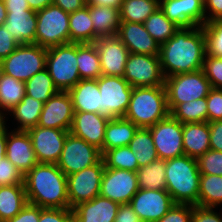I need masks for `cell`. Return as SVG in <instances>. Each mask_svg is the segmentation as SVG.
Returning a JSON list of instances; mask_svg holds the SVG:
<instances>
[{
	"label": "cell",
	"instance_id": "cell-25",
	"mask_svg": "<svg viewBox=\"0 0 222 222\" xmlns=\"http://www.w3.org/2000/svg\"><path fill=\"white\" fill-rule=\"evenodd\" d=\"M94 28V42L99 37L117 36L121 20L119 8L87 4Z\"/></svg>",
	"mask_w": 222,
	"mask_h": 222
},
{
	"label": "cell",
	"instance_id": "cell-19",
	"mask_svg": "<svg viewBox=\"0 0 222 222\" xmlns=\"http://www.w3.org/2000/svg\"><path fill=\"white\" fill-rule=\"evenodd\" d=\"M109 117L93 112H74L70 133L101 150Z\"/></svg>",
	"mask_w": 222,
	"mask_h": 222
},
{
	"label": "cell",
	"instance_id": "cell-18",
	"mask_svg": "<svg viewBox=\"0 0 222 222\" xmlns=\"http://www.w3.org/2000/svg\"><path fill=\"white\" fill-rule=\"evenodd\" d=\"M102 75L124 77L129 50L117 36L99 37L95 42Z\"/></svg>",
	"mask_w": 222,
	"mask_h": 222
},
{
	"label": "cell",
	"instance_id": "cell-46",
	"mask_svg": "<svg viewBox=\"0 0 222 222\" xmlns=\"http://www.w3.org/2000/svg\"><path fill=\"white\" fill-rule=\"evenodd\" d=\"M222 120V89L212 88L207 96V122Z\"/></svg>",
	"mask_w": 222,
	"mask_h": 222
},
{
	"label": "cell",
	"instance_id": "cell-13",
	"mask_svg": "<svg viewBox=\"0 0 222 222\" xmlns=\"http://www.w3.org/2000/svg\"><path fill=\"white\" fill-rule=\"evenodd\" d=\"M153 137L158 158L167 160L185 155L183 149V123L170 114L148 128Z\"/></svg>",
	"mask_w": 222,
	"mask_h": 222
},
{
	"label": "cell",
	"instance_id": "cell-32",
	"mask_svg": "<svg viewBox=\"0 0 222 222\" xmlns=\"http://www.w3.org/2000/svg\"><path fill=\"white\" fill-rule=\"evenodd\" d=\"M136 173L139 189L166 190L165 160L158 158Z\"/></svg>",
	"mask_w": 222,
	"mask_h": 222
},
{
	"label": "cell",
	"instance_id": "cell-62",
	"mask_svg": "<svg viewBox=\"0 0 222 222\" xmlns=\"http://www.w3.org/2000/svg\"><path fill=\"white\" fill-rule=\"evenodd\" d=\"M6 117H7V115H5L4 112L0 109V124L7 121Z\"/></svg>",
	"mask_w": 222,
	"mask_h": 222
},
{
	"label": "cell",
	"instance_id": "cell-50",
	"mask_svg": "<svg viewBox=\"0 0 222 222\" xmlns=\"http://www.w3.org/2000/svg\"><path fill=\"white\" fill-rule=\"evenodd\" d=\"M215 211L216 208L193 206L192 222H222V213Z\"/></svg>",
	"mask_w": 222,
	"mask_h": 222
},
{
	"label": "cell",
	"instance_id": "cell-43",
	"mask_svg": "<svg viewBox=\"0 0 222 222\" xmlns=\"http://www.w3.org/2000/svg\"><path fill=\"white\" fill-rule=\"evenodd\" d=\"M200 174L221 175L222 176V152L208 150L197 158Z\"/></svg>",
	"mask_w": 222,
	"mask_h": 222
},
{
	"label": "cell",
	"instance_id": "cell-17",
	"mask_svg": "<svg viewBox=\"0 0 222 222\" xmlns=\"http://www.w3.org/2000/svg\"><path fill=\"white\" fill-rule=\"evenodd\" d=\"M73 117L70 94L68 91H58L44 103L37 126L70 131Z\"/></svg>",
	"mask_w": 222,
	"mask_h": 222
},
{
	"label": "cell",
	"instance_id": "cell-29",
	"mask_svg": "<svg viewBox=\"0 0 222 222\" xmlns=\"http://www.w3.org/2000/svg\"><path fill=\"white\" fill-rule=\"evenodd\" d=\"M24 185H7L0 187V219L9 221L27 204Z\"/></svg>",
	"mask_w": 222,
	"mask_h": 222
},
{
	"label": "cell",
	"instance_id": "cell-30",
	"mask_svg": "<svg viewBox=\"0 0 222 222\" xmlns=\"http://www.w3.org/2000/svg\"><path fill=\"white\" fill-rule=\"evenodd\" d=\"M70 43H94V28L89 7L69 13Z\"/></svg>",
	"mask_w": 222,
	"mask_h": 222
},
{
	"label": "cell",
	"instance_id": "cell-42",
	"mask_svg": "<svg viewBox=\"0 0 222 222\" xmlns=\"http://www.w3.org/2000/svg\"><path fill=\"white\" fill-rule=\"evenodd\" d=\"M206 54L222 57V19L206 22L203 26Z\"/></svg>",
	"mask_w": 222,
	"mask_h": 222
},
{
	"label": "cell",
	"instance_id": "cell-21",
	"mask_svg": "<svg viewBox=\"0 0 222 222\" xmlns=\"http://www.w3.org/2000/svg\"><path fill=\"white\" fill-rule=\"evenodd\" d=\"M117 37L129 53L159 56L160 45L146 31L144 24L121 22Z\"/></svg>",
	"mask_w": 222,
	"mask_h": 222
},
{
	"label": "cell",
	"instance_id": "cell-9",
	"mask_svg": "<svg viewBox=\"0 0 222 222\" xmlns=\"http://www.w3.org/2000/svg\"><path fill=\"white\" fill-rule=\"evenodd\" d=\"M97 82L101 94V114L109 118L124 117L133 87L120 76L101 75Z\"/></svg>",
	"mask_w": 222,
	"mask_h": 222
},
{
	"label": "cell",
	"instance_id": "cell-63",
	"mask_svg": "<svg viewBox=\"0 0 222 222\" xmlns=\"http://www.w3.org/2000/svg\"><path fill=\"white\" fill-rule=\"evenodd\" d=\"M3 65H2V63H1V61H0V81H1V78H2V75H3Z\"/></svg>",
	"mask_w": 222,
	"mask_h": 222
},
{
	"label": "cell",
	"instance_id": "cell-35",
	"mask_svg": "<svg viewBox=\"0 0 222 222\" xmlns=\"http://www.w3.org/2000/svg\"><path fill=\"white\" fill-rule=\"evenodd\" d=\"M222 204V176L201 174L199 182V206L218 208Z\"/></svg>",
	"mask_w": 222,
	"mask_h": 222
},
{
	"label": "cell",
	"instance_id": "cell-57",
	"mask_svg": "<svg viewBox=\"0 0 222 222\" xmlns=\"http://www.w3.org/2000/svg\"><path fill=\"white\" fill-rule=\"evenodd\" d=\"M6 12L30 11L27 0H4Z\"/></svg>",
	"mask_w": 222,
	"mask_h": 222
},
{
	"label": "cell",
	"instance_id": "cell-55",
	"mask_svg": "<svg viewBox=\"0 0 222 222\" xmlns=\"http://www.w3.org/2000/svg\"><path fill=\"white\" fill-rule=\"evenodd\" d=\"M115 222H142L129 203L120 204Z\"/></svg>",
	"mask_w": 222,
	"mask_h": 222
},
{
	"label": "cell",
	"instance_id": "cell-24",
	"mask_svg": "<svg viewBox=\"0 0 222 222\" xmlns=\"http://www.w3.org/2000/svg\"><path fill=\"white\" fill-rule=\"evenodd\" d=\"M36 25L37 15L33 10L7 12L3 23L19 45L35 43Z\"/></svg>",
	"mask_w": 222,
	"mask_h": 222
},
{
	"label": "cell",
	"instance_id": "cell-14",
	"mask_svg": "<svg viewBox=\"0 0 222 222\" xmlns=\"http://www.w3.org/2000/svg\"><path fill=\"white\" fill-rule=\"evenodd\" d=\"M138 190L136 172L105 167L99 195L119 204H127Z\"/></svg>",
	"mask_w": 222,
	"mask_h": 222
},
{
	"label": "cell",
	"instance_id": "cell-27",
	"mask_svg": "<svg viewBox=\"0 0 222 222\" xmlns=\"http://www.w3.org/2000/svg\"><path fill=\"white\" fill-rule=\"evenodd\" d=\"M138 127L124 117L110 118L104 134L103 154L112 148L129 146Z\"/></svg>",
	"mask_w": 222,
	"mask_h": 222
},
{
	"label": "cell",
	"instance_id": "cell-40",
	"mask_svg": "<svg viewBox=\"0 0 222 222\" xmlns=\"http://www.w3.org/2000/svg\"><path fill=\"white\" fill-rule=\"evenodd\" d=\"M102 158L106 168H115L136 172L139 168L134 152L129 146H122L107 150Z\"/></svg>",
	"mask_w": 222,
	"mask_h": 222
},
{
	"label": "cell",
	"instance_id": "cell-44",
	"mask_svg": "<svg viewBox=\"0 0 222 222\" xmlns=\"http://www.w3.org/2000/svg\"><path fill=\"white\" fill-rule=\"evenodd\" d=\"M203 71L212 88L222 89V57L205 54Z\"/></svg>",
	"mask_w": 222,
	"mask_h": 222
},
{
	"label": "cell",
	"instance_id": "cell-59",
	"mask_svg": "<svg viewBox=\"0 0 222 222\" xmlns=\"http://www.w3.org/2000/svg\"><path fill=\"white\" fill-rule=\"evenodd\" d=\"M31 10L37 12L53 4V0H27Z\"/></svg>",
	"mask_w": 222,
	"mask_h": 222
},
{
	"label": "cell",
	"instance_id": "cell-20",
	"mask_svg": "<svg viewBox=\"0 0 222 222\" xmlns=\"http://www.w3.org/2000/svg\"><path fill=\"white\" fill-rule=\"evenodd\" d=\"M6 158L11 161L23 175H25L38 163L27 131H8L6 141Z\"/></svg>",
	"mask_w": 222,
	"mask_h": 222
},
{
	"label": "cell",
	"instance_id": "cell-39",
	"mask_svg": "<svg viewBox=\"0 0 222 222\" xmlns=\"http://www.w3.org/2000/svg\"><path fill=\"white\" fill-rule=\"evenodd\" d=\"M57 92L58 89L55 87L46 68L25 82V95L31 96L43 103L47 102Z\"/></svg>",
	"mask_w": 222,
	"mask_h": 222
},
{
	"label": "cell",
	"instance_id": "cell-2",
	"mask_svg": "<svg viewBox=\"0 0 222 222\" xmlns=\"http://www.w3.org/2000/svg\"><path fill=\"white\" fill-rule=\"evenodd\" d=\"M27 202L42 208H68L67 176L57 164L37 163L24 175Z\"/></svg>",
	"mask_w": 222,
	"mask_h": 222
},
{
	"label": "cell",
	"instance_id": "cell-48",
	"mask_svg": "<svg viewBox=\"0 0 222 222\" xmlns=\"http://www.w3.org/2000/svg\"><path fill=\"white\" fill-rule=\"evenodd\" d=\"M39 222H74L72 209L68 208H43Z\"/></svg>",
	"mask_w": 222,
	"mask_h": 222
},
{
	"label": "cell",
	"instance_id": "cell-8",
	"mask_svg": "<svg viewBox=\"0 0 222 222\" xmlns=\"http://www.w3.org/2000/svg\"><path fill=\"white\" fill-rule=\"evenodd\" d=\"M47 48L37 44H21L1 63L3 72L17 80L26 82L46 68Z\"/></svg>",
	"mask_w": 222,
	"mask_h": 222
},
{
	"label": "cell",
	"instance_id": "cell-54",
	"mask_svg": "<svg viewBox=\"0 0 222 222\" xmlns=\"http://www.w3.org/2000/svg\"><path fill=\"white\" fill-rule=\"evenodd\" d=\"M206 22L222 19V0H204Z\"/></svg>",
	"mask_w": 222,
	"mask_h": 222
},
{
	"label": "cell",
	"instance_id": "cell-53",
	"mask_svg": "<svg viewBox=\"0 0 222 222\" xmlns=\"http://www.w3.org/2000/svg\"><path fill=\"white\" fill-rule=\"evenodd\" d=\"M210 149L222 152V120L209 122Z\"/></svg>",
	"mask_w": 222,
	"mask_h": 222
},
{
	"label": "cell",
	"instance_id": "cell-5",
	"mask_svg": "<svg viewBox=\"0 0 222 222\" xmlns=\"http://www.w3.org/2000/svg\"><path fill=\"white\" fill-rule=\"evenodd\" d=\"M46 69L58 91H69L80 80L77 43L47 48Z\"/></svg>",
	"mask_w": 222,
	"mask_h": 222
},
{
	"label": "cell",
	"instance_id": "cell-7",
	"mask_svg": "<svg viewBox=\"0 0 222 222\" xmlns=\"http://www.w3.org/2000/svg\"><path fill=\"white\" fill-rule=\"evenodd\" d=\"M169 112L177 105L207 97L212 89L203 69L165 78Z\"/></svg>",
	"mask_w": 222,
	"mask_h": 222
},
{
	"label": "cell",
	"instance_id": "cell-4",
	"mask_svg": "<svg viewBox=\"0 0 222 222\" xmlns=\"http://www.w3.org/2000/svg\"><path fill=\"white\" fill-rule=\"evenodd\" d=\"M169 114L165 86L135 87L124 118L138 128H149Z\"/></svg>",
	"mask_w": 222,
	"mask_h": 222
},
{
	"label": "cell",
	"instance_id": "cell-26",
	"mask_svg": "<svg viewBox=\"0 0 222 222\" xmlns=\"http://www.w3.org/2000/svg\"><path fill=\"white\" fill-rule=\"evenodd\" d=\"M183 149L196 159L210 150L209 122L183 124Z\"/></svg>",
	"mask_w": 222,
	"mask_h": 222
},
{
	"label": "cell",
	"instance_id": "cell-56",
	"mask_svg": "<svg viewBox=\"0 0 222 222\" xmlns=\"http://www.w3.org/2000/svg\"><path fill=\"white\" fill-rule=\"evenodd\" d=\"M53 4L59 6L63 11L71 13L84 8L87 0H53Z\"/></svg>",
	"mask_w": 222,
	"mask_h": 222
},
{
	"label": "cell",
	"instance_id": "cell-37",
	"mask_svg": "<svg viewBox=\"0 0 222 222\" xmlns=\"http://www.w3.org/2000/svg\"><path fill=\"white\" fill-rule=\"evenodd\" d=\"M25 96V82L3 73L0 81V109L6 115Z\"/></svg>",
	"mask_w": 222,
	"mask_h": 222
},
{
	"label": "cell",
	"instance_id": "cell-61",
	"mask_svg": "<svg viewBox=\"0 0 222 222\" xmlns=\"http://www.w3.org/2000/svg\"><path fill=\"white\" fill-rule=\"evenodd\" d=\"M7 12H6V6L4 0H0V26L3 25V23L6 20Z\"/></svg>",
	"mask_w": 222,
	"mask_h": 222
},
{
	"label": "cell",
	"instance_id": "cell-47",
	"mask_svg": "<svg viewBox=\"0 0 222 222\" xmlns=\"http://www.w3.org/2000/svg\"><path fill=\"white\" fill-rule=\"evenodd\" d=\"M193 205L175 204L157 222H192Z\"/></svg>",
	"mask_w": 222,
	"mask_h": 222
},
{
	"label": "cell",
	"instance_id": "cell-31",
	"mask_svg": "<svg viewBox=\"0 0 222 222\" xmlns=\"http://www.w3.org/2000/svg\"><path fill=\"white\" fill-rule=\"evenodd\" d=\"M77 65L81 80L98 79L102 75L100 57L94 43H77Z\"/></svg>",
	"mask_w": 222,
	"mask_h": 222
},
{
	"label": "cell",
	"instance_id": "cell-34",
	"mask_svg": "<svg viewBox=\"0 0 222 222\" xmlns=\"http://www.w3.org/2000/svg\"><path fill=\"white\" fill-rule=\"evenodd\" d=\"M129 147L136 156L139 168L158 159L153 137L148 128H138Z\"/></svg>",
	"mask_w": 222,
	"mask_h": 222
},
{
	"label": "cell",
	"instance_id": "cell-60",
	"mask_svg": "<svg viewBox=\"0 0 222 222\" xmlns=\"http://www.w3.org/2000/svg\"><path fill=\"white\" fill-rule=\"evenodd\" d=\"M123 0H87V4L116 7L120 9Z\"/></svg>",
	"mask_w": 222,
	"mask_h": 222
},
{
	"label": "cell",
	"instance_id": "cell-38",
	"mask_svg": "<svg viewBox=\"0 0 222 222\" xmlns=\"http://www.w3.org/2000/svg\"><path fill=\"white\" fill-rule=\"evenodd\" d=\"M170 115L183 124L207 122V97L177 104Z\"/></svg>",
	"mask_w": 222,
	"mask_h": 222
},
{
	"label": "cell",
	"instance_id": "cell-12",
	"mask_svg": "<svg viewBox=\"0 0 222 222\" xmlns=\"http://www.w3.org/2000/svg\"><path fill=\"white\" fill-rule=\"evenodd\" d=\"M123 78L133 88L165 86L159 56L129 53Z\"/></svg>",
	"mask_w": 222,
	"mask_h": 222
},
{
	"label": "cell",
	"instance_id": "cell-11",
	"mask_svg": "<svg viewBox=\"0 0 222 222\" xmlns=\"http://www.w3.org/2000/svg\"><path fill=\"white\" fill-rule=\"evenodd\" d=\"M104 169L102 158L96 164L67 176L70 209L99 195Z\"/></svg>",
	"mask_w": 222,
	"mask_h": 222
},
{
	"label": "cell",
	"instance_id": "cell-28",
	"mask_svg": "<svg viewBox=\"0 0 222 222\" xmlns=\"http://www.w3.org/2000/svg\"><path fill=\"white\" fill-rule=\"evenodd\" d=\"M43 105V102L25 95L23 99L7 113V115L11 114L14 117L17 125L19 124L14 130L27 131L29 128L37 126Z\"/></svg>",
	"mask_w": 222,
	"mask_h": 222
},
{
	"label": "cell",
	"instance_id": "cell-15",
	"mask_svg": "<svg viewBox=\"0 0 222 222\" xmlns=\"http://www.w3.org/2000/svg\"><path fill=\"white\" fill-rule=\"evenodd\" d=\"M38 163L57 164L64 142L70 133L67 130L35 126L27 130Z\"/></svg>",
	"mask_w": 222,
	"mask_h": 222
},
{
	"label": "cell",
	"instance_id": "cell-1",
	"mask_svg": "<svg viewBox=\"0 0 222 222\" xmlns=\"http://www.w3.org/2000/svg\"><path fill=\"white\" fill-rule=\"evenodd\" d=\"M205 54L203 27L179 28L173 37L160 45L159 58L164 77L203 69Z\"/></svg>",
	"mask_w": 222,
	"mask_h": 222
},
{
	"label": "cell",
	"instance_id": "cell-45",
	"mask_svg": "<svg viewBox=\"0 0 222 222\" xmlns=\"http://www.w3.org/2000/svg\"><path fill=\"white\" fill-rule=\"evenodd\" d=\"M7 185H24V175L5 157L0 163V187Z\"/></svg>",
	"mask_w": 222,
	"mask_h": 222
},
{
	"label": "cell",
	"instance_id": "cell-10",
	"mask_svg": "<svg viewBox=\"0 0 222 222\" xmlns=\"http://www.w3.org/2000/svg\"><path fill=\"white\" fill-rule=\"evenodd\" d=\"M101 159V150L69 133L57 166L66 176H69L96 164Z\"/></svg>",
	"mask_w": 222,
	"mask_h": 222
},
{
	"label": "cell",
	"instance_id": "cell-36",
	"mask_svg": "<svg viewBox=\"0 0 222 222\" xmlns=\"http://www.w3.org/2000/svg\"><path fill=\"white\" fill-rule=\"evenodd\" d=\"M143 24L146 31L159 45L164 44L173 37L180 28L175 23L171 22L160 8L152 13Z\"/></svg>",
	"mask_w": 222,
	"mask_h": 222
},
{
	"label": "cell",
	"instance_id": "cell-23",
	"mask_svg": "<svg viewBox=\"0 0 222 222\" xmlns=\"http://www.w3.org/2000/svg\"><path fill=\"white\" fill-rule=\"evenodd\" d=\"M68 93L72 99L74 112L101 114V94L97 79L80 80Z\"/></svg>",
	"mask_w": 222,
	"mask_h": 222
},
{
	"label": "cell",
	"instance_id": "cell-3",
	"mask_svg": "<svg viewBox=\"0 0 222 222\" xmlns=\"http://www.w3.org/2000/svg\"><path fill=\"white\" fill-rule=\"evenodd\" d=\"M166 191L175 204L199 206L200 172L197 159L183 155L165 160Z\"/></svg>",
	"mask_w": 222,
	"mask_h": 222
},
{
	"label": "cell",
	"instance_id": "cell-16",
	"mask_svg": "<svg viewBox=\"0 0 222 222\" xmlns=\"http://www.w3.org/2000/svg\"><path fill=\"white\" fill-rule=\"evenodd\" d=\"M129 204L142 222H157L175 205L166 190L152 189H139Z\"/></svg>",
	"mask_w": 222,
	"mask_h": 222
},
{
	"label": "cell",
	"instance_id": "cell-58",
	"mask_svg": "<svg viewBox=\"0 0 222 222\" xmlns=\"http://www.w3.org/2000/svg\"><path fill=\"white\" fill-rule=\"evenodd\" d=\"M7 122L0 124V163L3 158L6 157V141H7V135H8V128Z\"/></svg>",
	"mask_w": 222,
	"mask_h": 222
},
{
	"label": "cell",
	"instance_id": "cell-33",
	"mask_svg": "<svg viewBox=\"0 0 222 222\" xmlns=\"http://www.w3.org/2000/svg\"><path fill=\"white\" fill-rule=\"evenodd\" d=\"M159 8V0H123L119 9L121 22L144 23Z\"/></svg>",
	"mask_w": 222,
	"mask_h": 222
},
{
	"label": "cell",
	"instance_id": "cell-22",
	"mask_svg": "<svg viewBox=\"0 0 222 222\" xmlns=\"http://www.w3.org/2000/svg\"><path fill=\"white\" fill-rule=\"evenodd\" d=\"M120 204L101 195L72 209L74 222H115Z\"/></svg>",
	"mask_w": 222,
	"mask_h": 222
},
{
	"label": "cell",
	"instance_id": "cell-52",
	"mask_svg": "<svg viewBox=\"0 0 222 222\" xmlns=\"http://www.w3.org/2000/svg\"><path fill=\"white\" fill-rule=\"evenodd\" d=\"M42 209V207L27 203L15 217L7 222H39Z\"/></svg>",
	"mask_w": 222,
	"mask_h": 222
},
{
	"label": "cell",
	"instance_id": "cell-6",
	"mask_svg": "<svg viewBox=\"0 0 222 222\" xmlns=\"http://www.w3.org/2000/svg\"><path fill=\"white\" fill-rule=\"evenodd\" d=\"M35 43L44 48L70 43L69 13L51 4L37 11Z\"/></svg>",
	"mask_w": 222,
	"mask_h": 222
},
{
	"label": "cell",
	"instance_id": "cell-49",
	"mask_svg": "<svg viewBox=\"0 0 222 222\" xmlns=\"http://www.w3.org/2000/svg\"><path fill=\"white\" fill-rule=\"evenodd\" d=\"M159 8L171 22L182 28L180 0H159Z\"/></svg>",
	"mask_w": 222,
	"mask_h": 222
},
{
	"label": "cell",
	"instance_id": "cell-51",
	"mask_svg": "<svg viewBox=\"0 0 222 222\" xmlns=\"http://www.w3.org/2000/svg\"><path fill=\"white\" fill-rule=\"evenodd\" d=\"M18 45L9 30L0 26V61L8 57Z\"/></svg>",
	"mask_w": 222,
	"mask_h": 222
},
{
	"label": "cell",
	"instance_id": "cell-41",
	"mask_svg": "<svg viewBox=\"0 0 222 222\" xmlns=\"http://www.w3.org/2000/svg\"><path fill=\"white\" fill-rule=\"evenodd\" d=\"M182 28L203 26L206 23L204 0H180Z\"/></svg>",
	"mask_w": 222,
	"mask_h": 222
}]
</instances>
